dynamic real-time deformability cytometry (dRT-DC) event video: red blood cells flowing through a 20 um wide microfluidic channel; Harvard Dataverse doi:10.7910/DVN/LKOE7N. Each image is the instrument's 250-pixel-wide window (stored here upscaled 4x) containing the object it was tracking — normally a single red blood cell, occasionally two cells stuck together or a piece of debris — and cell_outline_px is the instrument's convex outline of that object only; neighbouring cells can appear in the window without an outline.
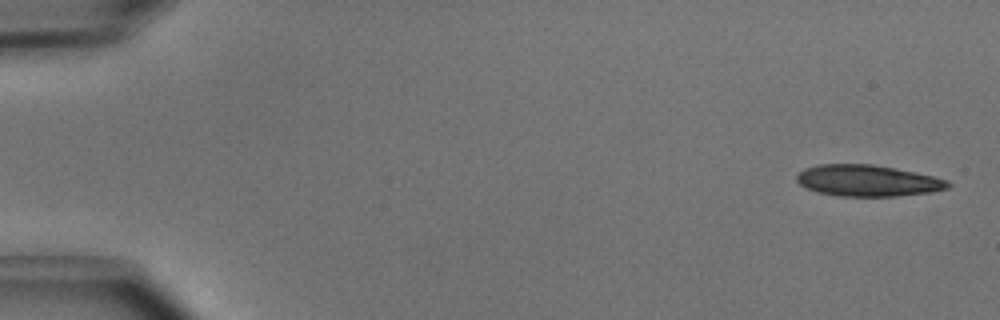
{"species": "common noctule bat (a hibernating species)", "species_latin": "Nyctalus noctula", "temperature_condition": "cold", "stored_images_in_passage": 5, "camera_frame_rate_fps": 3000, "um_per_image_px": 0.085, "animal": {"sex": "male", "body_mass_g": 15.6}, "frame": {"image": 1, "passage_image": 1, "time_ms": 0.0, "image_size_px": [1000, 320], "cell_outline_px": [[952, 184], [948, 188], [932, 192], [896, 196], [840, 196], [816, 192], [800, 184], [796, 180], [796, 176], [804, 168], [820, 164], [872, 164], [932, 176], [948, 180]], "centroid_in_image_um": [73.74, 15.36], "position_along_channel_um": 11.3, "area_um2": 27.46}}
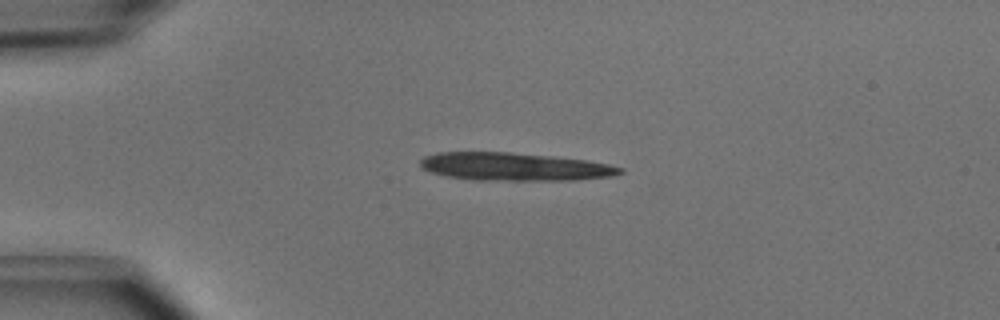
{"frame": {"image": 2, "passage_image": 4, "time_ms": 1.0, "image_size_px": [1000, 320], "cell_outline_px": [[624, 172], [612, 176], [576, 180], [476, 180], [448, 176], [432, 172], [420, 168], [420, 160], [424, 156], [436, 152], [512, 152], [552, 156], [588, 160], [608, 164], [624, 168]], "centroid_in_image_um": [43.74, 14.16], "position_along_channel_um": 41.3, "area_um2": 32.71}}